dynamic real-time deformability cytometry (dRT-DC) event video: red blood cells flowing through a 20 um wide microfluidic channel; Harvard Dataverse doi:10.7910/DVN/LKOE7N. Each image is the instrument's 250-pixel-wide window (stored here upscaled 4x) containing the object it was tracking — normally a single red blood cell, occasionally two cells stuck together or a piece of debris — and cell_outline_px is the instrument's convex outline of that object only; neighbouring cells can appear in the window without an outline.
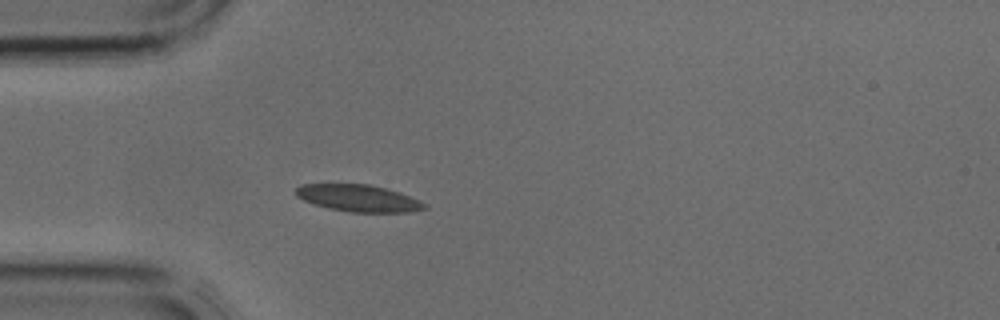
{"species": "common noctule bat (a hibernating species)", "species_latin": "Nyctalus noctula", "temperature_condition": "cold", "stored_images_in_passage": 3, "camera_frame_rate_fps": 3000, "um_per_image_px": 0.085, "animal": {"sex": "male", "body_mass_g": 17.9, "forearm_length_mm": 54.2}, "frame": {"image": 1, "passage_image": 3, "time_ms": 0.667, "image_size_px": [1000, 320], "cell_outline_px": [[428, 208], [408, 212], [348, 212], [328, 208], [304, 200], [296, 196], [296, 188], [300, 184], [368, 184], [400, 192], [420, 200], [428, 204]], "centroid_in_image_um": [30.5, 16.84], "position_along_channel_um": 54.5, "area_um2": 20.17}}